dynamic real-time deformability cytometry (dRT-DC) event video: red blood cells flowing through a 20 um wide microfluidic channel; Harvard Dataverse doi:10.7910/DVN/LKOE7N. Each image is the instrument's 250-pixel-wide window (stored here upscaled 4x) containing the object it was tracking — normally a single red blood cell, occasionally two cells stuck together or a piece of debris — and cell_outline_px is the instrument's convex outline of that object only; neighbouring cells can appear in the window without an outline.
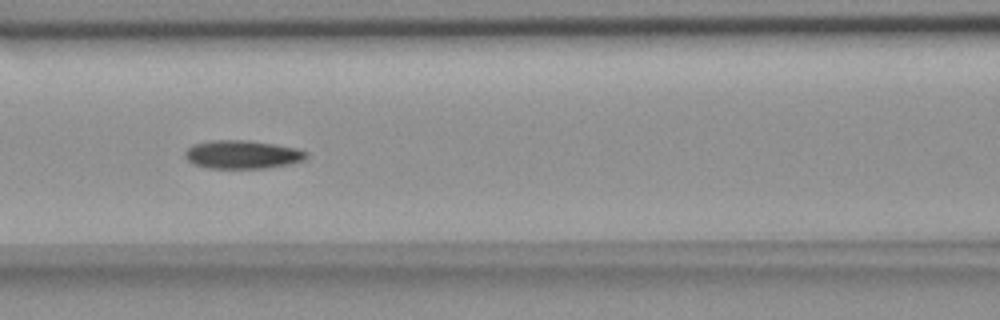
{"species": "common noctule bat (a hibernating species)", "species_latin": "Nyctalus noctula", "temperature_condition": "room temperature", "stored_images_in_passage": 7, "camera_frame_rate_fps": 3000, "um_per_image_px": 0.085, "animal": {"sex": "female", "body_mass_g": 18.4}, "frame": {"image": 1, "passage_image": 6, "time_ms": 5.667, "image_size_px": [1000, 320], "cell_outline_px": [[308, 160], [292, 164], [268, 168], [208, 168], [192, 164], [184, 156], [184, 152], [192, 144], [208, 140], [248, 140], [296, 148], [308, 152]], "centroid_in_image_um": [20.62, 13.14], "position_along_channel_um": 146.0, "area_um2": 20.4}}
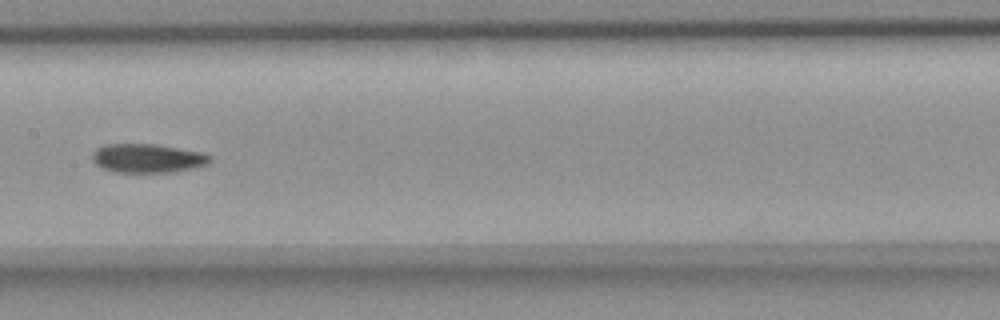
{"frame": {"image": 2, "passage_image": 7, "time_ms": 7.0, "image_size_px": [1000, 320], "cell_outline_px": [[212, 160], [208, 164], [196, 168], [172, 172], [112, 172], [100, 168], [92, 160], [92, 152], [96, 148], [108, 144], [156, 144], [200, 152], [212, 156]], "centroid_in_image_um": [12.53, 13.46], "position_along_channel_um": 194.9, "area_um2": 20.0}}